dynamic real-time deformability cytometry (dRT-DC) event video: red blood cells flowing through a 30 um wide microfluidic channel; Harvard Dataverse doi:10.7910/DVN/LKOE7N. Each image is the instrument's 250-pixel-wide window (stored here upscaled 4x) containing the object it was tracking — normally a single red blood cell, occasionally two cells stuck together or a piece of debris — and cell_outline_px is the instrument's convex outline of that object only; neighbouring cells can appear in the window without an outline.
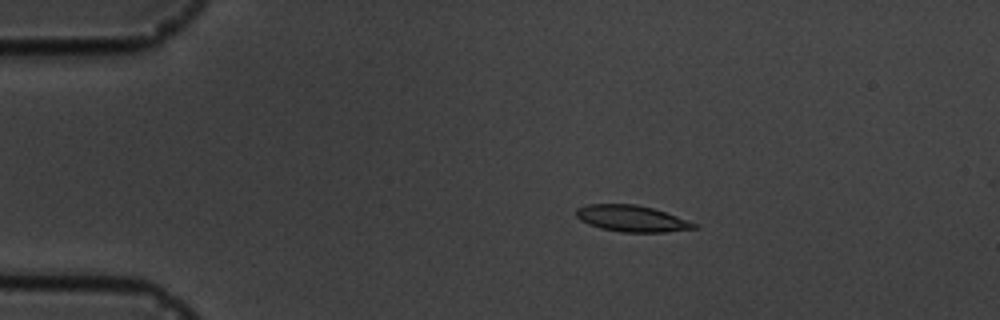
{"species": "common noctule bat (a hibernating species)", "species_latin": "Nyctalus noctula", "temperature_condition": "cold", "stored_images_in_passage": 7, "camera_frame_rate_fps": 3000, "um_per_image_px": 0.085, "animal": {"sex": "male", "body_mass_g": 19.5, "forearm_length_mm": 54.6}, "frame": {"image": 1, "passage_image": 4, "time_ms": 3.333, "image_size_px": [1000, 320], "cell_outline_px": [[696, 228], [664, 232], [620, 232], [600, 228], [588, 224], [580, 220], [576, 216], [576, 208], [588, 204], [636, 204], [652, 208], [676, 216], [696, 224]], "centroid_in_image_um": [53.63, 18.57], "position_along_channel_um": 31.4, "area_um2": 17.92}}
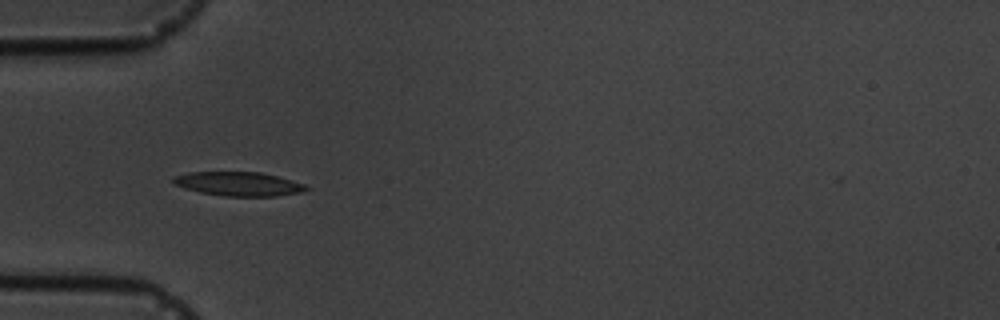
{"frame": {"image": 2, "passage_image": 6, "time_ms": 5.667, "image_size_px": [1000, 320], "cell_outline_px": [[312, 188], [300, 192], [276, 196], [224, 196], [200, 192], [184, 188], [176, 184], [172, 180], [172, 176], [188, 172], [260, 172], [276, 176], [304, 184]], "centroid_in_image_um": [20.26, 15.63], "position_along_channel_um": 64.7, "area_um2": 18.5}}
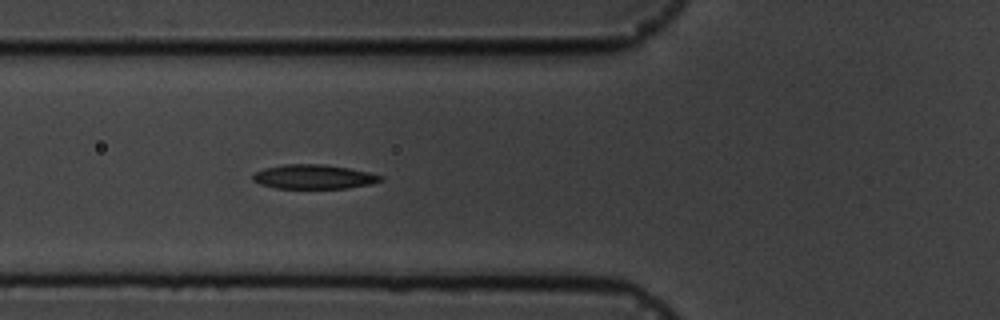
{"frame": {"image": 3, "passage_image": 7, "time_ms": 6.667, "image_size_px": [1000, 320], "cell_outline_px": [[384, 180], [372, 184], [348, 188], [276, 188], [260, 184], [252, 180], [252, 176], [256, 172], [264, 168], [284, 164], [324, 164], [348, 168], [368, 172], [384, 176]], "centroid_in_image_um": [26.69, 15.02], "position_along_channel_um": 99.1, "area_um2": 18.15}}